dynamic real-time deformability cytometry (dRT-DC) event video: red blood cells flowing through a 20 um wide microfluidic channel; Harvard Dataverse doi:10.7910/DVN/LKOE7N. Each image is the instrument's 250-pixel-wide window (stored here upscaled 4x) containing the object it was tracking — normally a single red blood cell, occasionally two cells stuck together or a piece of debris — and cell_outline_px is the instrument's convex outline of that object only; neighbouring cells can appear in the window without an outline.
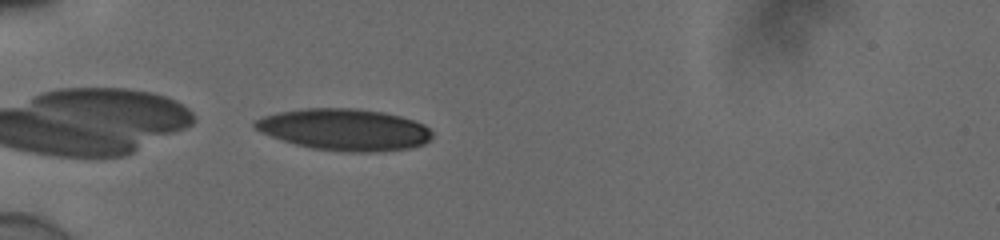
{"species": "human", "species_latin": "Homo sapiens", "temperature_condition": "cold", "stored_images_in_passage": 37, "camera_frame_rate_fps": 3000, "um_per_image_px": 0.085, "donor": {"sex": "male"}, "frame": {"image": 1, "passage_image": 1, "time_ms": 0.0, "image_size_px": [1000, 240], "cell_outline_px": [[432, 136], [424, 144], [412, 148], [376, 152], [352, 152], [312, 148], [296, 144], [260, 132], [252, 124], [252, 120], [276, 112], [304, 108], [356, 108], [384, 112], [400, 116], [424, 124], [432, 132]], "centroid_in_image_um": [29.28, 11.01], "position_along_channel_um": 55.7, "area_um2": 43.06}}
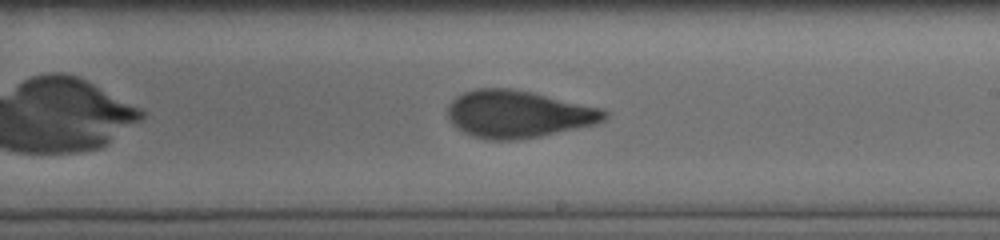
{"frame": {"image": 2, "passage_image": 17, "time_ms": 5.333, "image_size_px": [1000, 240], "cell_outline_px": [[608, 116], [604, 120], [596, 124], [540, 136], [516, 140], [488, 140], [472, 136], [456, 128], [448, 120], [448, 104], [456, 96], [464, 92], [476, 88], [512, 88], [532, 92], [604, 108], [608, 112]], "centroid_in_image_um": [44.04, 9.69], "position_along_channel_um": 245.0, "area_um2": 43.58}}
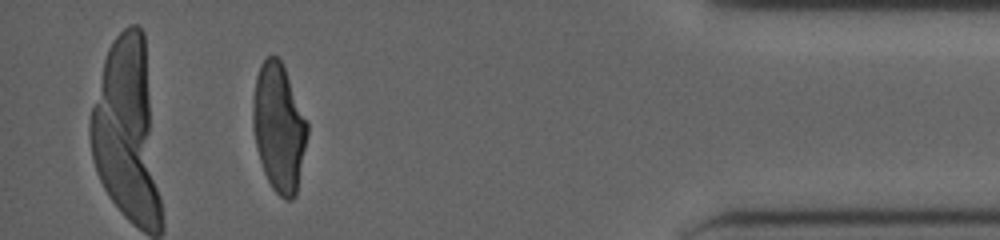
{"frame": {"image": 3, "passage_image": 33, "time_ms": 10.667, "image_size_px": [1000, 240], "cell_outline_px": [[308, 136], [296, 196], [292, 200], [284, 200], [272, 188], [264, 172], [256, 148], [252, 124], [252, 104], [256, 76], [260, 64], [268, 56], [276, 56], [280, 60], [284, 68], [308, 120]], "centroid_in_image_um": [23.71, 10.87], "position_along_channel_um": 411.5, "area_um2": 40.92}, "authors_computed_cell_mechanics": {"area_um2": 42.8876, "velocity_mm_per_s": 3.9115, "shape_relaxation_time_tau1_ms": 5.0476, "shape_relaxation_time_tau2_ms": 1.0463, "deformation_change_tau1": 0.1827, "deformation_change_tau2": 0.078}}